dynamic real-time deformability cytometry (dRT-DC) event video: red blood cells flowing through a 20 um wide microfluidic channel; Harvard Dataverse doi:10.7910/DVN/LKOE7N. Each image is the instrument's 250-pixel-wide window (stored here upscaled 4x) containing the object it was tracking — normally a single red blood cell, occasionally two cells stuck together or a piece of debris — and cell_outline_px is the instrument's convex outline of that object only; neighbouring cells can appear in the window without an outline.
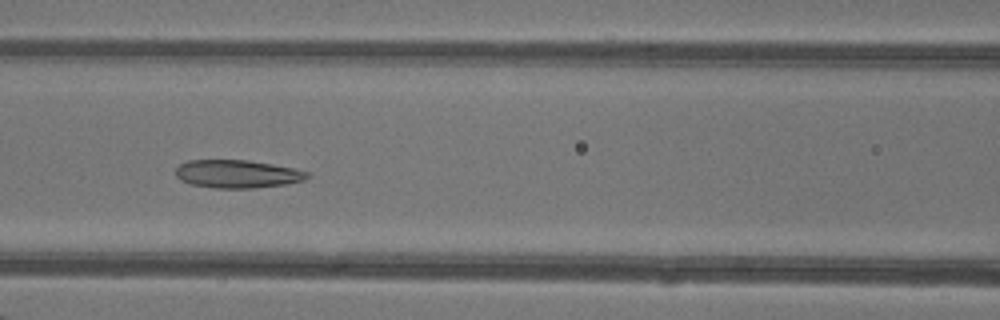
{"species": "common noctule bat (a hibernating species)", "species_latin": "Nyctalus noctula", "temperature_condition": "warm", "stored_images_in_passage": 49, "camera_frame_rate_fps": 3000, "um_per_image_px": 0.085, "animal": {"sex": "female"}, "frame": {"image": 1, "passage_image": 22, "time_ms": 7.0, "image_size_px": [1000, 320], "cell_outline_px": [[312, 176], [304, 180], [288, 184], [256, 188], [212, 188], [188, 184], [180, 180], [176, 176], [176, 168], [180, 164], [188, 160], [248, 160], [272, 164], [292, 168], [308, 172]], "centroid_in_image_um": [20.17, 14.79], "position_along_channel_um": 146.4, "area_um2": 21.73}}
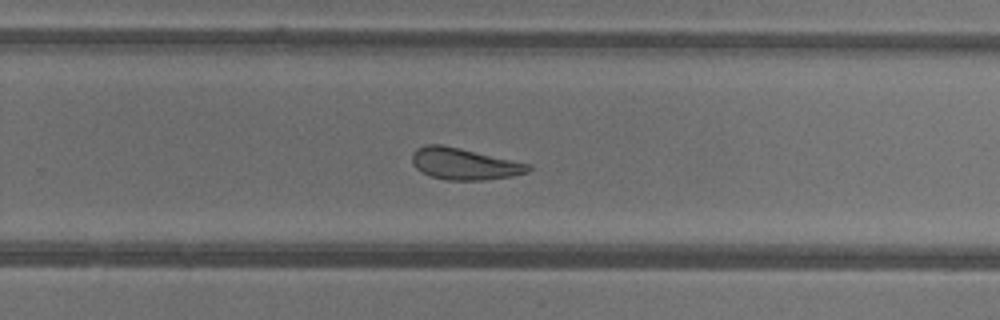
{"frame": {"image": 2, "passage_image": 32, "time_ms": 10.333, "image_size_px": [1000, 320], "cell_outline_px": [[532, 168], [528, 172], [512, 176], [484, 180], [448, 180], [432, 176], [416, 168], [412, 164], [412, 152], [416, 148], [428, 144], [444, 144], [532, 164]], "centroid_in_image_um": [39.48, 13.91], "position_along_channel_um": 290.3, "area_um2": 21.56}}
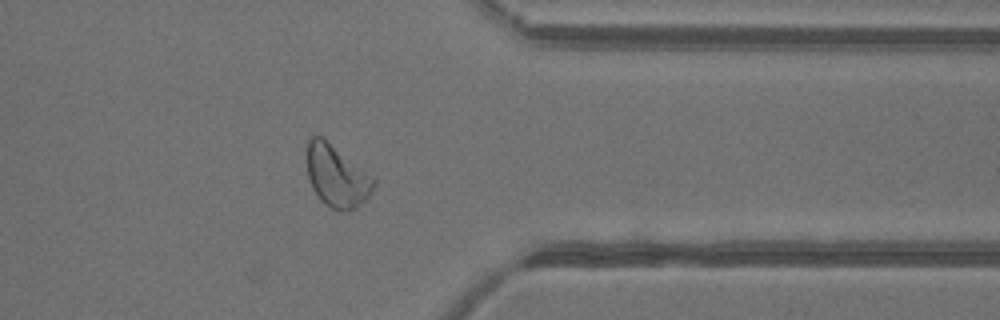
{"frame": {"image": 3, "passage_image": 39, "time_ms": 12.667, "image_size_px": [1000, 320], "cell_outline_px": [[376, 184], [372, 192], [356, 208], [348, 212], [340, 212], [324, 204], [320, 200], [312, 188], [308, 176], [304, 152], [308, 140], [312, 136], [320, 136], [372, 176], [376, 180]], "centroid_in_image_um": [28.58, 14.99], "position_along_channel_um": 382.8, "area_um2": 24.22}}